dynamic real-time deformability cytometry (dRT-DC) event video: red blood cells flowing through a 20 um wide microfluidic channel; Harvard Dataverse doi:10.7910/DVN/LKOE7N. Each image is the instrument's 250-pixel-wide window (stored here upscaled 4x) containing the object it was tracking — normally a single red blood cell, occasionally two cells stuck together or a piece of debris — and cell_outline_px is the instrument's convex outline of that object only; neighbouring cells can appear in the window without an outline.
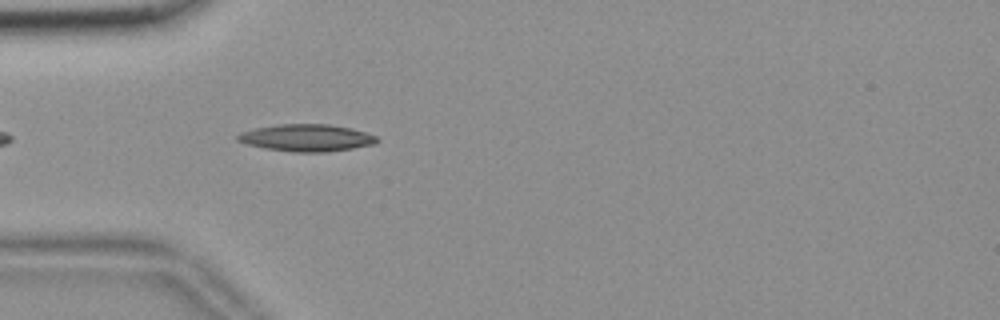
{"species": "common noctule bat (a hibernating species)", "species_latin": "Nyctalus noctula", "temperature_condition": "room temperature", "stored_images_in_passage": 12, "camera_frame_rate_fps": 3000, "um_per_image_px": 0.085, "animal": {"sex": "female", "body_mass_g": 18.4}, "frame": {"image": 1, "passage_image": 1, "time_ms": 0.0, "image_size_px": [1000, 320], "cell_outline_px": [[380, 140], [376, 144], [352, 148], [324, 152], [292, 152], [264, 148], [248, 144], [236, 140], [236, 136], [240, 132], [256, 128], [280, 124], [328, 124], [352, 128], [376, 136]], "centroid_in_image_um": [26.07, 11.71], "position_along_channel_um": 58.9, "area_um2": 21.96}}